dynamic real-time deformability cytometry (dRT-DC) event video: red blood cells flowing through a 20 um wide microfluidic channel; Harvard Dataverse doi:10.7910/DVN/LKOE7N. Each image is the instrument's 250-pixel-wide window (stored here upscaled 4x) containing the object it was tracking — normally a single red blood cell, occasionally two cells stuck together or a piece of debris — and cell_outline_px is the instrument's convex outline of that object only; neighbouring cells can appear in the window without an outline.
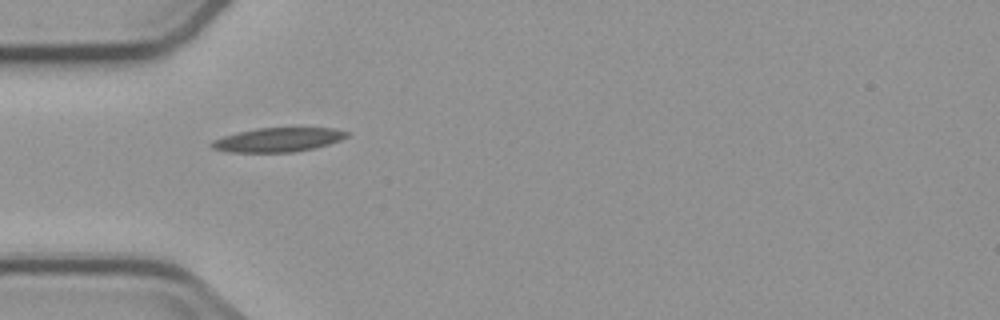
{"species": "common noctule bat (a hibernating species)", "species_latin": "Nyctalus noctula", "temperature_condition": "cold", "stored_images_in_passage": 2, "camera_frame_rate_fps": 3000, "um_per_image_px": 0.085, "animal": {"sex": "male", "body_mass_g": 23.1, "forearm_length_mm": 52.7}, "frame": {"image": 1, "passage_image": 1, "time_ms": 0.0, "image_size_px": [1000, 320], "cell_outline_px": [[348, 136], [340, 140], [328, 144], [312, 148], [292, 152], [228, 152], [212, 148], [208, 144], [212, 140], [236, 132], [256, 128], [336, 128], [348, 132]], "centroid_in_image_um": [23.58, 11.87], "position_along_channel_um": 61.4, "area_um2": 18.96}}
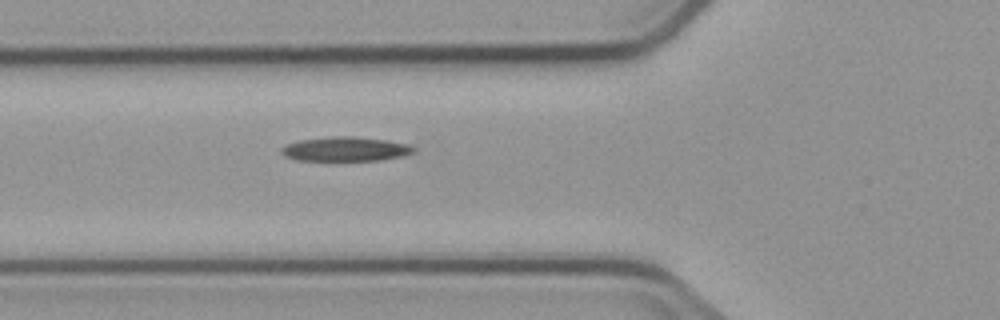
{"frame": {"image": 2, "passage_image": 2, "time_ms": 1.0, "image_size_px": [1000, 320], "cell_outline_px": [[416, 148], [412, 152], [400, 156], [380, 160], [296, 160], [284, 156], [280, 152], [280, 148], [284, 144], [300, 140], [332, 136], [352, 136], [384, 140], [408, 144]], "centroid_in_image_um": [29.28, 12.66], "position_along_channel_um": 96.5, "area_um2": 18.61}}